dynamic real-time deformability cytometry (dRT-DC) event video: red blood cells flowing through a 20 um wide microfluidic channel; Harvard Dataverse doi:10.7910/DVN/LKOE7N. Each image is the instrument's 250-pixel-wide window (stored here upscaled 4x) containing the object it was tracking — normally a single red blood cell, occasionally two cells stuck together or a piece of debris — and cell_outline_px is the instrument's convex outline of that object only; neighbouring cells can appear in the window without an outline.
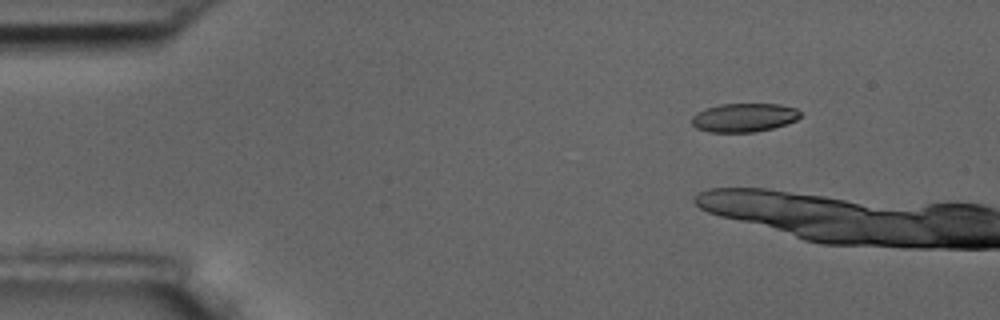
{"species": "common noctule bat (a hibernating species)", "species_latin": "Nyctalus noctula", "temperature_condition": "room temperature", "stored_images_in_passage": 2, "camera_frame_rate_fps": 3000, "um_per_image_px": 0.085, "animal": {"sex": "male", "body_mass_g": 17.5, "forearm_length_mm": 52.3}, "frame": {"image": 1, "passage_image": 1, "time_ms": 0.0, "image_size_px": [1000, 320], "cell_outline_px": [[804, 112], [796, 120], [772, 128], [752, 132], [708, 132], [696, 128], [692, 124], [692, 116], [696, 112], [704, 108], [720, 104], [780, 104], [796, 108]], "centroid_in_image_um": [63.23, 9.98], "position_along_channel_um": 21.8, "area_um2": 18.26}}